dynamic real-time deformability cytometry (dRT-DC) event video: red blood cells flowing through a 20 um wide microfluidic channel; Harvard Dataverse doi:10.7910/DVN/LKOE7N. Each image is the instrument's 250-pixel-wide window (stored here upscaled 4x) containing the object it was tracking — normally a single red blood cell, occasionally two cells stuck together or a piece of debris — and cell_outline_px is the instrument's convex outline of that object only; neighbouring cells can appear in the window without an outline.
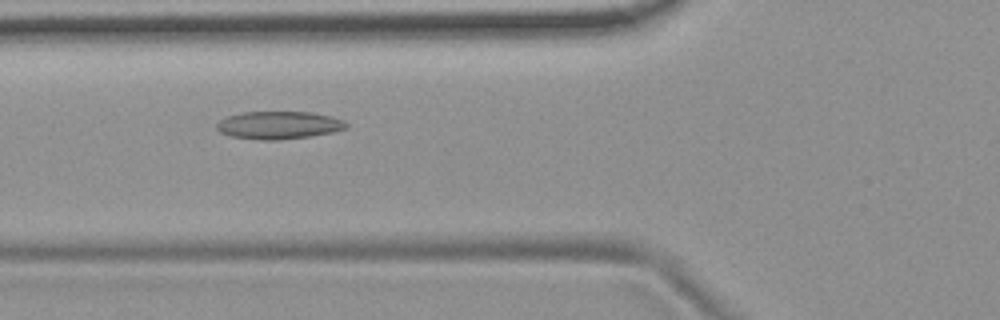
{"species": "common noctule bat (a hibernating species)", "species_latin": "Nyctalus noctula", "temperature_condition": "room temperature", "stored_images_in_passage": 38, "camera_frame_rate_fps": 3000, "um_per_image_px": 0.085, "animal": {"sex": "female", "body_mass_g": 19.9}, "frame": {"image": 1, "passage_image": 6, "time_ms": 1.667, "image_size_px": [1000, 320], "cell_outline_px": [[348, 124], [344, 128], [332, 132], [308, 136], [280, 140], [260, 140], [232, 136], [220, 132], [216, 128], [216, 124], [220, 120], [228, 116], [240, 112], [308, 112], [332, 116], [344, 120]], "centroid_in_image_um": [23.67, 10.63], "position_along_channel_um": 102.1, "area_um2": 20.81}}